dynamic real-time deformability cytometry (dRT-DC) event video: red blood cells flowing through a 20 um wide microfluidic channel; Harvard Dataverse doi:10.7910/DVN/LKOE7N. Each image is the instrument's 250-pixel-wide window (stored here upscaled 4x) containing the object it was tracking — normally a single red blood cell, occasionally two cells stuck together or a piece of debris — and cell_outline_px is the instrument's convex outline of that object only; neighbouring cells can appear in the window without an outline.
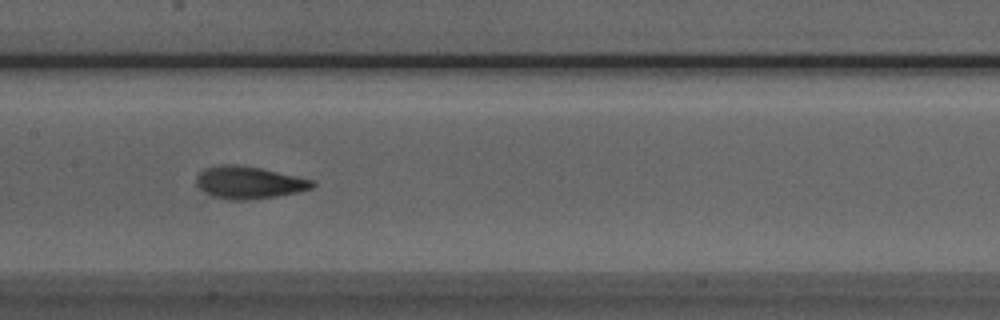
{"species": "Egyptian fruit bat (a non-hibernating species)", "species_latin": "Rousettus aegyptiacus", "temperature_condition": "room temperature", "stored_images_in_passage": 34, "camera_frame_rate_fps": 3000, "um_per_image_px": 0.085, "animal": {"sex": "male"}, "frame": {"image": 1, "passage_image": 12, "time_ms": 3.667, "image_size_px": [1000, 320], "cell_outline_px": [[316, 184], [312, 188], [296, 192], [276, 196], [248, 200], [232, 200], [212, 196], [204, 192], [196, 184], [196, 176], [204, 168], [220, 164], [236, 164], [260, 168], [296, 176], [312, 180]], "centroid_in_image_um": [21.11, 15.51], "position_along_channel_um": 186.3, "area_um2": 21.79}}
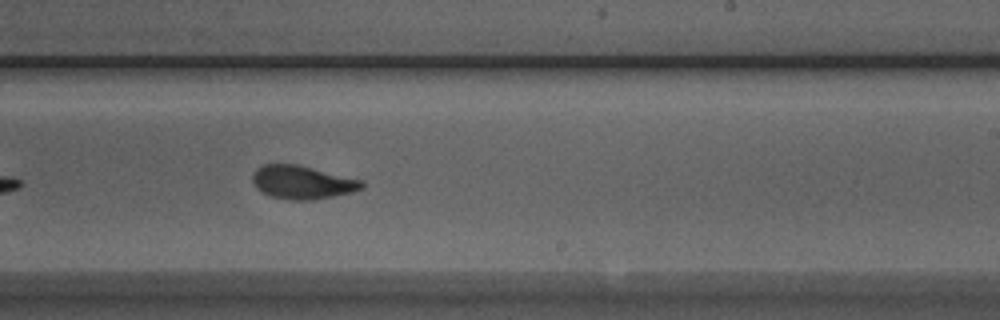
{"frame": {"image": 2, "passage_image": 18, "time_ms": 5.667, "image_size_px": [1000, 320], "cell_outline_px": [[364, 188], [352, 192], [312, 200], [288, 200], [272, 196], [260, 192], [256, 188], [252, 180], [252, 176], [256, 168], [264, 164], [296, 164], [364, 180]], "centroid_in_image_um": [25.69, 15.49], "position_along_channel_um": 263.3, "area_um2": 21.33}}
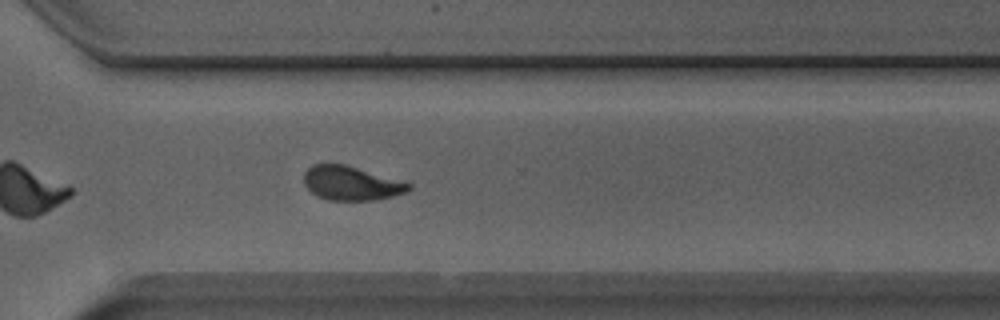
{"frame": {"image": 3, "passage_image": 24, "time_ms": 7.667, "image_size_px": [1000, 320], "cell_outline_px": [[412, 188], [408, 192], [376, 200], [328, 200], [316, 196], [304, 184], [304, 172], [312, 164], [344, 164], [412, 184]], "centroid_in_image_um": [29.84, 15.58], "position_along_channel_um": 340.8, "area_um2": 20.69}, "authors_computed_cell_mechanics": {"area_um2": 21.4149, "velocity_mm_per_s": 3.8782, "shape_relaxation_time_tau1_ms": 3.3284, "shape_relaxation_time_tau2_ms": 1.448, "deformation_change_tau1": 0.1435, "deformation_change_tau2": 0.0675}}